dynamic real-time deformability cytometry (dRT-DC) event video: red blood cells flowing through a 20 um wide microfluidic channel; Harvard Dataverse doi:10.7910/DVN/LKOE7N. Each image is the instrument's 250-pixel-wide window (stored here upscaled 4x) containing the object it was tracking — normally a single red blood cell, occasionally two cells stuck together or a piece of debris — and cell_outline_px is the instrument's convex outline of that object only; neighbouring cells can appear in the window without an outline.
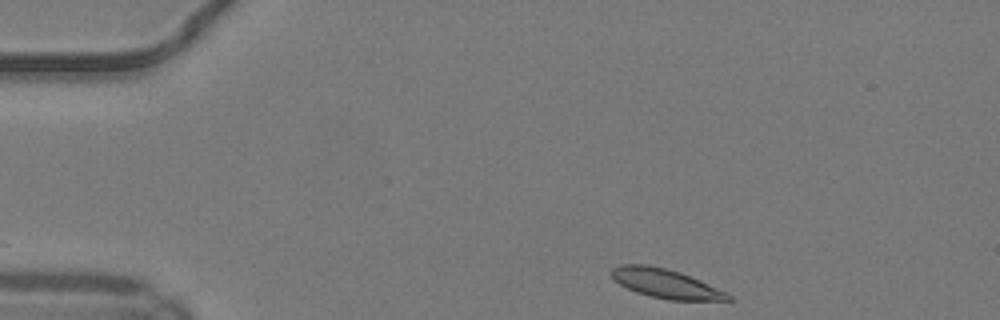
{"species": "common noctule bat (a hibernating species)", "species_latin": "Nyctalus noctula", "temperature_condition": "warm", "stored_images_in_passage": 5, "camera_frame_rate_fps": 3000, "um_per_image_px": 0.085, "animal": {"sex": "male", "body_mass_g": 19.2, "forearm_length_mm": 51.8}, "frame": {"image": 1, "passage_image": 1, "time_ms": 0.0, "image_size_px": [1000, 320], "cell_outline_px": [[732, 300], [668, 300], [636, 292], [620, 284], [608, 272], [612, 268], [620, 264], [648, 264], [668, 268], [680, 272], [700, 280], [728, 292], [732, 296]], "centroid_in_image_um": [56.59, 24.08], "position_along_channel_um": 28.4, "area_um2": 19.88}}